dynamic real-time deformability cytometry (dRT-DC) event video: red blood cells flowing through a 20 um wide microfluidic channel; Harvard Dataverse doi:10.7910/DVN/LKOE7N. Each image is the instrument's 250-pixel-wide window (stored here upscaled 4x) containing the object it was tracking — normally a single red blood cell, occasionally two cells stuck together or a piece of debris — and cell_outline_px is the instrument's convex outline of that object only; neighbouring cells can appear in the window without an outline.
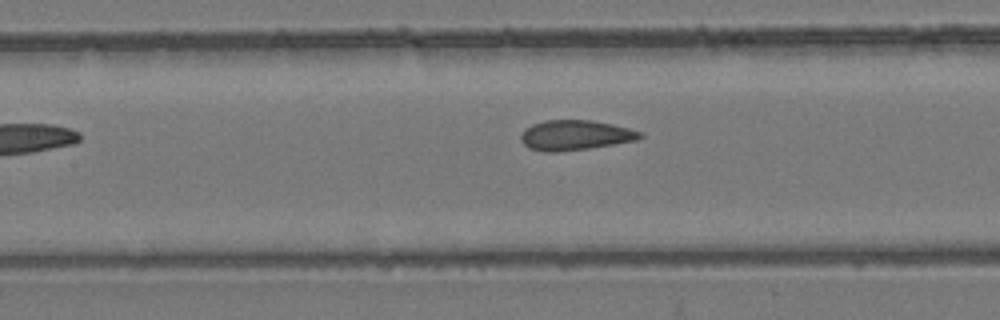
{"species": "common noctule bat (a hibernating species)", "species_latin": "Nyctalus noctula", "temperature_condition": "room temperature", "stored_images_in_passage": 7, "camera_frame_rate_fps": 3000, "um_per_image_px": 0.085, "animal": {"sex": "female", "body_mass_g": 24.6, "forearm_length_mm": 56.2}, "frame": {"image": 1, "passage_image": 7, "time_ms": 7.0, "image_size_px": [1000, 320], "cell_outline_px": [[644, 136], [636, 140], [588, 148], [556, 152], [544, 152], [528, 148], [520, 140], [520, 136], [524, 128], [532, 124], [544, 120], [592, 120], [612, 124], [628, 128], [640, 132]], "centroid_in_image_um": [48.83, 11.48], "position_along_channel_um": 158.6, "area_um2": 20.81}}